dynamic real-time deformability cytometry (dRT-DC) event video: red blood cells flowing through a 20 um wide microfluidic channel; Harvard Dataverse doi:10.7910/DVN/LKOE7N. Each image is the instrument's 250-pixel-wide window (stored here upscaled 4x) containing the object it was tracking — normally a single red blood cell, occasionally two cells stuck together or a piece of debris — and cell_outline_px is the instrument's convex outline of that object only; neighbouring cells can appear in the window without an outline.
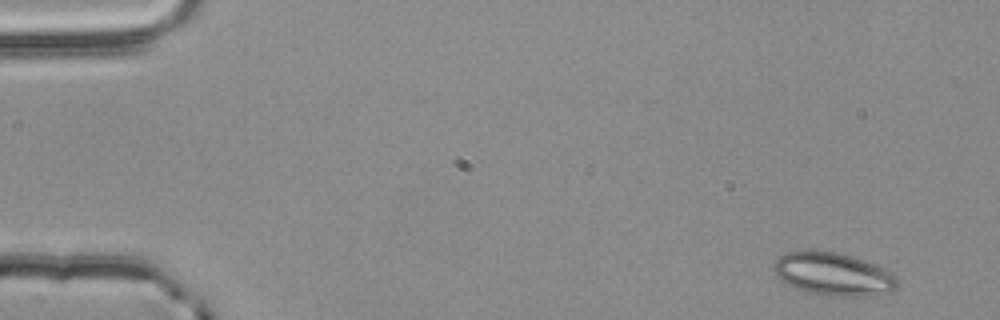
{"species": "common noctule bat (a hibernating species)", "species_latin": "Nyctalus noctula", "temperature_condition": "room temperature", "stored_images_in_passage": 4, "camera_frame_rate_fps": 3000, "um_per_image_px": 0.085, "animal": {"sex": "male", "body_mass_g": 20.4}, "frame": {"image": 1, "passage_image": 1, "time_ms": 0.0, "image_size_px": [1000, 320], "cell_outline_px": [[900, 284], [892, 292], [872, 296], [832, 296], [804, 292], [788, 284], [776, 276], [772, 268], [772, 264], [780, 256], [788, 252], [836, 252], [852, 256], [864, 260], [896, 276]], "centroid_in_image_um": [70.84, 23.33], "position_along_channel_um": 14.2, "area_um2": 30.69}}